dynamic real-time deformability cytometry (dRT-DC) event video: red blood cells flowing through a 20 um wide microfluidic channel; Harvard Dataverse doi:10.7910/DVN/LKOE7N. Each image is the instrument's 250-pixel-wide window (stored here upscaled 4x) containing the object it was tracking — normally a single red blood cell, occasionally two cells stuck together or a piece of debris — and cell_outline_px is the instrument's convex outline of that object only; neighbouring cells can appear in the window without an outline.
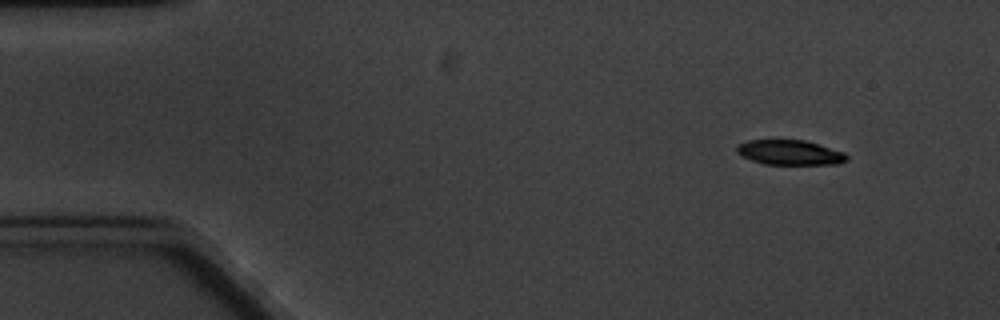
{"species": "common noctule bat (a hibernating species)", "species_latin": "Nyctalus noctula", "temperature_condition": "cold", "stored_images_in_passage": 6, "segment_of_instrument_passage": [2, 2], "camera_frame_rate_fps": 3000, "um_per_image_px": 0.085, "animal": {"sex": "male", "body_mass_g": 20.1, "forearm_length_mm": 53.5}, "frame": {"image": 1, "passage_image": 6, "time_ms": 6.667, "image_size_px": [1000, 320], "cell_outline_px": [[848, 160], [840, 164], [764, 164], [740, 156], [736, 152], [736, 144], [748, 140], [804, 140], [820, 144], [844, 152], [848, 156]], "centroid_in_image_um": [67.13, 12.96], "position_along_channel_um": 17.9, "area_um2": 16.13}}